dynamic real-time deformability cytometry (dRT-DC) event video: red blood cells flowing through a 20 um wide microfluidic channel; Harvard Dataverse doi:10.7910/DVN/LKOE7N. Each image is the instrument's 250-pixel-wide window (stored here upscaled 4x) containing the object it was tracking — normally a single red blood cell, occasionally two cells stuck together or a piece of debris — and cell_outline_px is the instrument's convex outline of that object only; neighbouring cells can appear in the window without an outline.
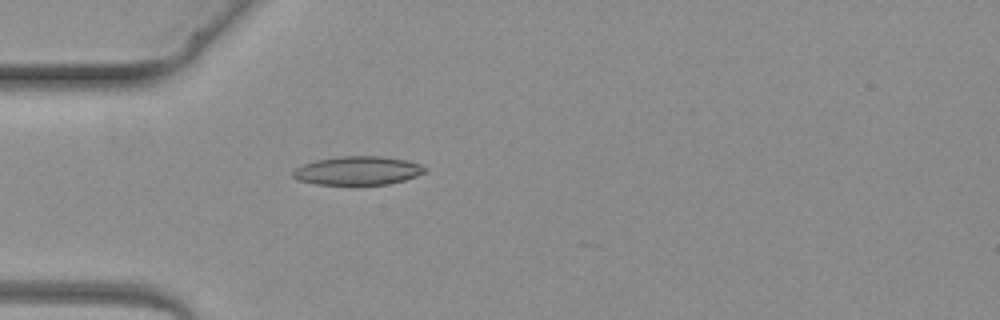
{"species": "common noctule bat (a hibernating species)", "species_latin": "Nyctalus noctula", "temperature_condition": "warm", "stored_images_in_passage": 4, "camera_frame_rate_fps": 3000, "um_per_image_px": 0.085, "animal": {"sex": "female", "body_mass_g": 19.3, "forearm_length_mm": 54.1}, "frame": {"image": 1, "passage_image": 4, "time_ms": 3.667, "image_size_px": [1000, 320], "cell_outline_px": [[428, 168], [424, 172], [416, 176], [404, 180], [388, 184], [316, 184], [296, 180], [292, 176], [292, 172], [296, 168], [304, 164], [316, 160], [336, 156], [380, 156], [408, 160], [424, 164]], "centroid_in_image_um": [30.43, 14.49], "position_along_channel_um": 54.6, "area_um2": 22.14}}